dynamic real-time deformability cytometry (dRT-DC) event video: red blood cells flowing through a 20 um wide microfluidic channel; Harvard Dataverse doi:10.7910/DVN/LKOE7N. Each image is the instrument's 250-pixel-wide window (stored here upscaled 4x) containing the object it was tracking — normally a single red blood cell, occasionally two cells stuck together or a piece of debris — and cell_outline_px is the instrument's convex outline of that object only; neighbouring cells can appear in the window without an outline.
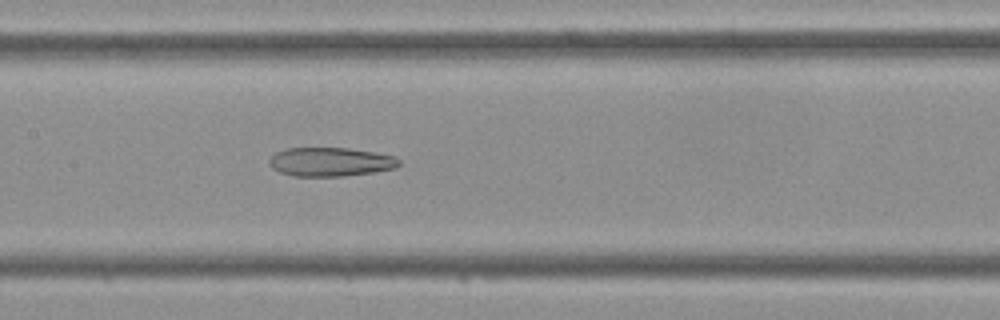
{"species": "Egyptian fruit bat (a non-hibernating species)", "species_latin": "Rousettus aegyptiacus", "temperature_condition": "cold", "stored_images_in_passage": 38, "camera_frame_rate_fps": 3000, "um_per_image_px": 0.085, "frame": {"image": 1, "passage_image": 15, "time_ms": 4.667, "image_size_px": [1000, 320], "cell_outline_px": [[400, 164], [396, 168], [372, 172], [344, 176], [292, 176], [280, 172], [272, 168], [268, 164], [268, 160], [276, 152], [284, 148], [348, 148], [396, 156], [400, 160]], "centroid_in_image_um": [28.07, 13.76], "position_along_channel_um": 179.3, "area_um2": 21.91}}
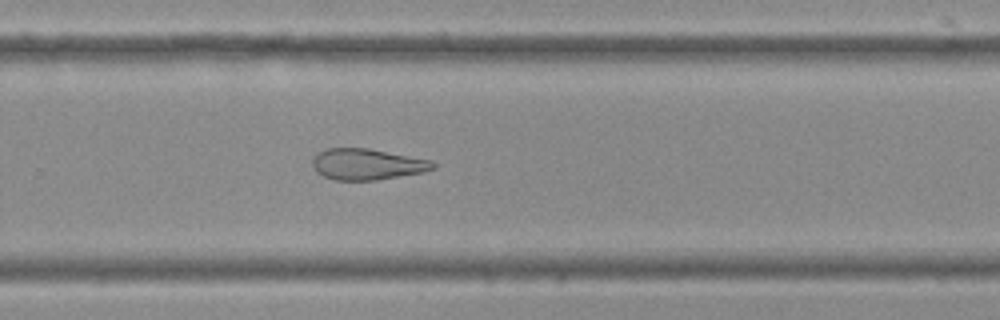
{"frame": {"image": 2, "passage_image": 23, "time_ms": 7.333, "image_size_px": [1000, 320], "cell_outline_px": [[436, 168], [424, 172], [376, 180], [332, 180], [316, 172], [312, 164], [312, 160], [324, 148], [368, 148], [432, 160], [436, 164]], "centroid_in_image_um": [31.22, 13.96], "position_along_channel_um": 298.6, "area_um2": 21.91}}
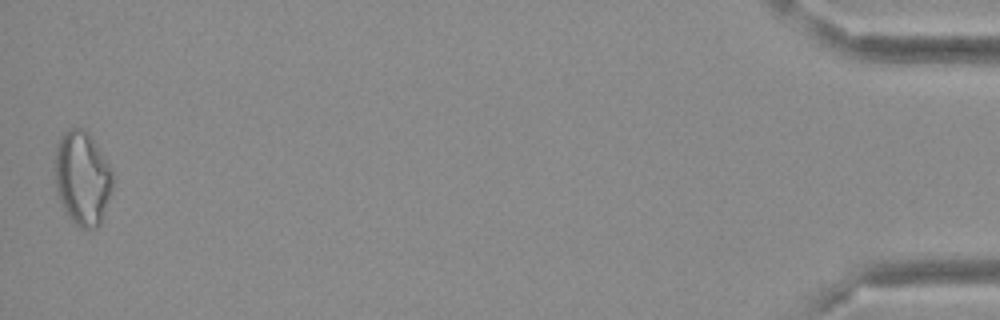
{"frame": {"image": 3, "passage_image": 38, "time_ms": 12.333, "image_size_px": [1000, 320], "cell_outline_px": [[112, 188], [100, 224], [96, 228], [80, 228], [68, 216], [56, 192], [56, 144], [64, 132], [68, 128], [84, 128], [88, 132], [112, 168]], "centroid_in_image_um": [7.0, 15.12], "position_along_channel_um": 428.2, "area_um2": 31.39}}